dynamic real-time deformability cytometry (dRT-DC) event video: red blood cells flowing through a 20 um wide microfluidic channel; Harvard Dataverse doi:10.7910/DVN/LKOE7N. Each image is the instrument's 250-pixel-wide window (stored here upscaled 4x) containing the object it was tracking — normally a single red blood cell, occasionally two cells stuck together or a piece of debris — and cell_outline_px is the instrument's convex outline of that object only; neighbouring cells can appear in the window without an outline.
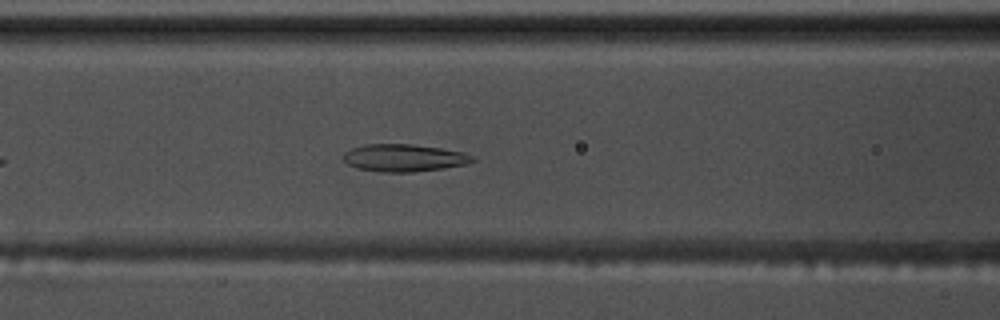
{"species": "common noctule bat (a hibernating species)", "species_latin": "Nyctalus noctula", "temperature_condition": "warm", "stored_images_in_passage": 45, "segment_of_instrument_passage": [1, 2], "camera_frame_rate_fps": 3000, "um_per_image_px": 0.085, "animal": {"sex": "male", "body_mass_g": 17.5, "forearm_length_mm": 52.3}, "frame": {"image": 1, "passage_image": 11, "time_ms": 3.333, "image_size_px": [1000, 320], "cell_outline_px": [[476, 160], [468, 164], [444, 168], [412, 172], [380, 172], [360, 168], [348, 164], [344, 160], [344, 152], [352, 148], [364, 144], [412, 144], [440, 148], [464, 152], [476, 156]], "centroid_in_image_um": [34.4, 13.41], "position_along_channel_um": 132.2, "area_um2": 20.69}}
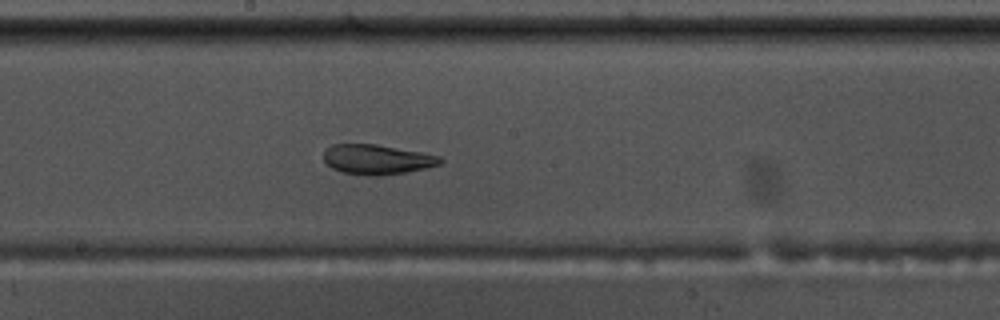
{"frame": {"image": 2, "passage_image": 18, "time_ms": 5.667, "image_size_px": [1000, 320], "cell_outline_px": [[444, 160], [440, 164], [428, 168], [380, 176], [368, 176], [344, 172], [332, 168], [324, 160], [324, 152], [332, 144], [376, 144], [420, 152], [440, 156]], "centroid_in_image_um": [32.07, 13.55], "position_along_channel_um": 216.1, "area_um2": 20.17}}
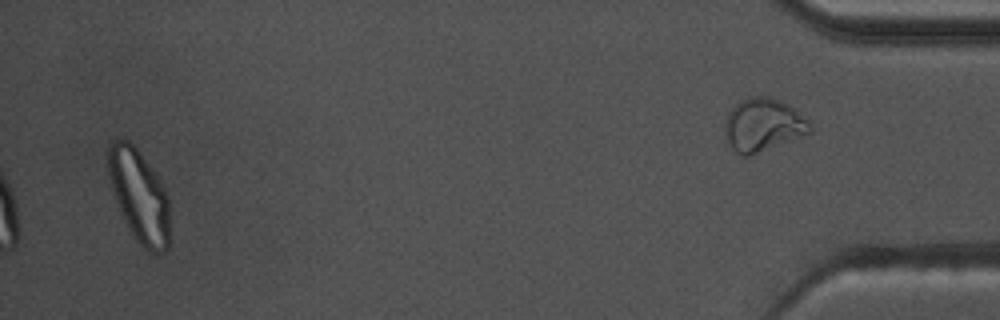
{"frame": {"image": 3, "passage_image": 42, "time_ms": 13.667, "image_size_px": [1000, 320], "cell_outline_px": [[168, 248], [164, 252], [148, 252], [136, 240], [128, 228], [120, 212], [108, 176], [108, 144], [116, 140], [128, 140], [140, 152], [168, 192]], "centroid_in_image_um": [11.82, 16.65], "position_along_channel_um": 423.4, "area_um2": 32.95}}